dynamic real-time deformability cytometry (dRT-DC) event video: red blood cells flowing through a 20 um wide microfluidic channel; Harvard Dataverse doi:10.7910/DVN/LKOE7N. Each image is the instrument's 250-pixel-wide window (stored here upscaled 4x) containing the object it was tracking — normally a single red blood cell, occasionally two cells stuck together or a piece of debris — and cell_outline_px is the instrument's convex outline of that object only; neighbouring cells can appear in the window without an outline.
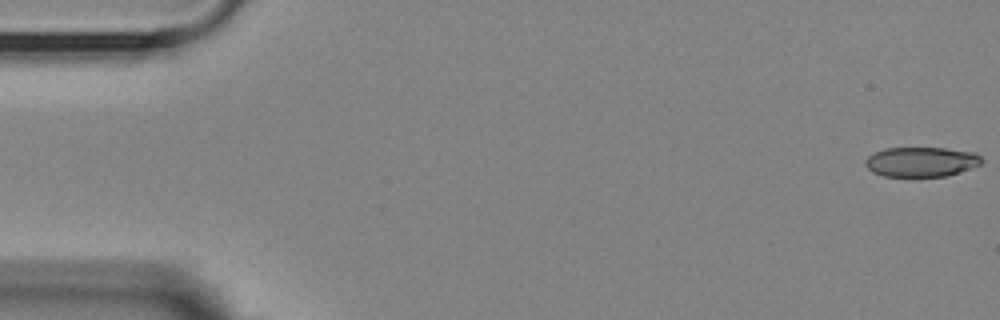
{"species": "Egyptian fruit bat (a non-hibernating species)", "species_latin": "Rousettus aegyptiacus", "temperature_condition": "room temperature", "stored_images_in_passage": 55, "camera_frame_rate_fps": 3000, "um_per_image_px": 0.085, "animal": {"sex": "female"}, "frame": {"image": 1, "passage_image": 1, "time_ms": 0.0, "image_size_px": [1000, 320], "cell_outline_px": [[984, 160], [980, 164], [972, 168], [948, 176], [884, 176], [872, 172], [864, 164], [864, 160], [872, 152], [884, 148], [944, 148], [976, 152]], "centroid_in_image_um": [78.3, 13.75], "position_along_channel_um": 6.7, "area_um2": 20.4}}
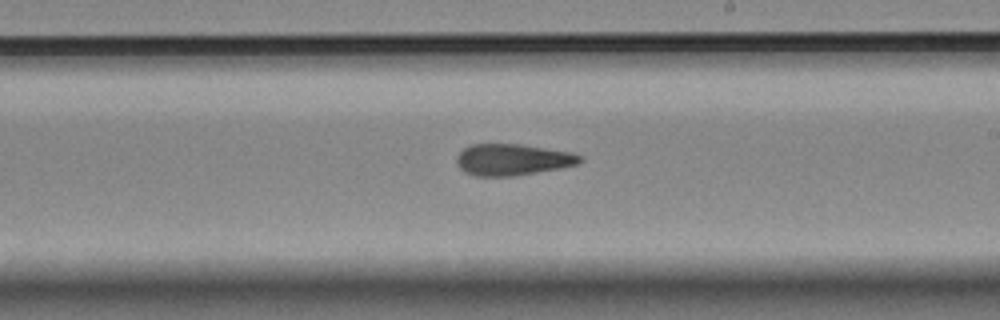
{"frame": {"image": 2, "passage_image": 32, "time_ms": 10.333, "image_size_px": [1000, 320], "cell_outline_px": [[584, 160], [576, 164], [560, 168], [516, 176], [476, 176], [464, 172], [456, 164], [456, 156], [464, 148], [472, 144], [520, 144], [572, 152], [580, 156]], "centroid_in_image_um": [43.54, 13.57], "position_along_channel_um": 245.5, "area_um2": 22.66}}
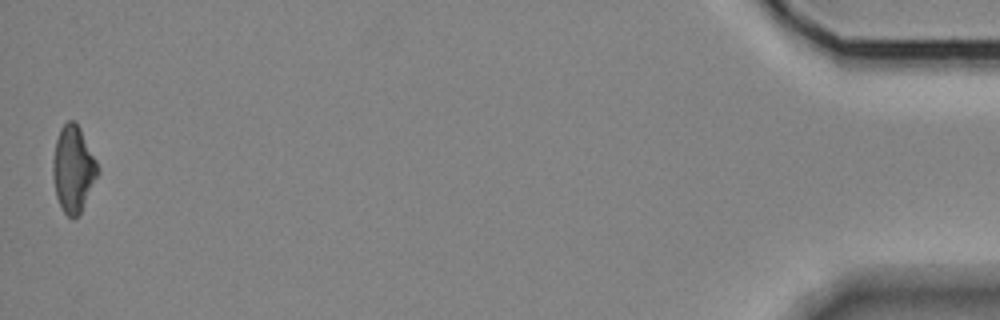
{"frame": {"image": 3, "passage_image": 55, "time_ms": 18.0, "image_size_px": [1000, 320], "cell_outline_px": [[100, 172], [80, 212], [72, 220], [64, 212], [56, 196], [52, 176], [52, 160], [56, 140], [60, 128], [68, 120], [76, 120], [100, 168]], "centroid_in_image_um": [6.22, 14.34], "position_along_channel_um": 429.0, "area_um2": 22.6}, "authors_computed_cell_mechanics": {"area_um2": 23.0044, "velocity_mm_per_s": 3.6004, "shape_relaxation_time_tau1_ms": null, "shape_relaxation_time_tau2_ms": 3.6091, "deformation_change_tau1": null, "deformation_change_tau2": 0.1259}}